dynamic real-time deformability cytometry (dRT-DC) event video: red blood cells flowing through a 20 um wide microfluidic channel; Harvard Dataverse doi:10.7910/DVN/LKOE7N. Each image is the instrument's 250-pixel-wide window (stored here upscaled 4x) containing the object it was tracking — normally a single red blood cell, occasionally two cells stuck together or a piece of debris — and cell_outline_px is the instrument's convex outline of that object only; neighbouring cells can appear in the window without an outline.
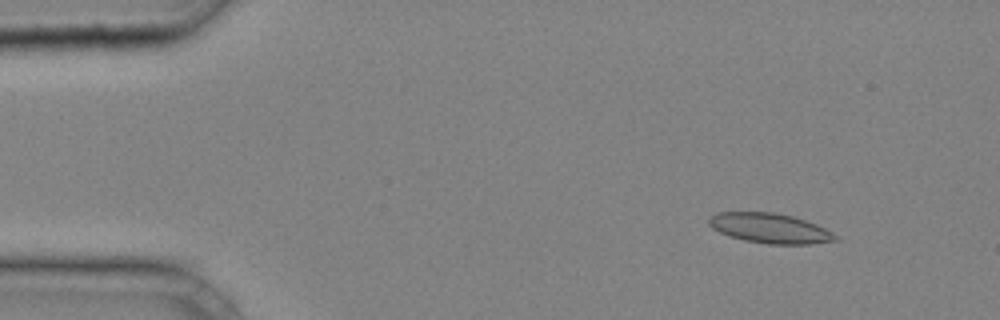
{"species": "common noctule bat (a hibernating species)", "species_latin": "Nyctalus noctula", "temperature_condition": "cold", "stored_images_in_passage": 10, "camera_frame_rate_fps": 3000, "um_per_image_px": 0.085, "animal": {"sex": "male", "body_mass_g": 20.4}, "frame": {"image": 1, "passage_image": 5, "time_ms": 1.333, "image_size_px": [1000, 320], "cell_outline_px": [[840, 240], [812, 244], [768, 244], [744, 240], [720, 232], [712, 228], [708, 224], [708, 216], [716, 212], [776, 212], [792, 216], [816, 224], [832, 232]], "centroid_in_image_um": [65.43, 19.39], "position_along_channel_um": 19.6, "area_um2": 22.08}}